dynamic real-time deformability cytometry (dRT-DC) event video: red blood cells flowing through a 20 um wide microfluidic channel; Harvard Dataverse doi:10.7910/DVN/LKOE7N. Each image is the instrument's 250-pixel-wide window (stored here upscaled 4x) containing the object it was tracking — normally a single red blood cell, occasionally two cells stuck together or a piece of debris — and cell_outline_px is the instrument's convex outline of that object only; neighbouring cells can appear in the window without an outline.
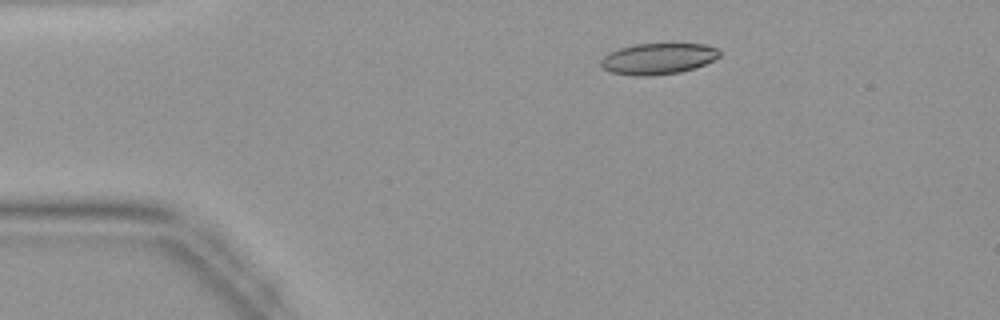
{"species": "common noctule bat (a hibernating species)", "species_latin": "Nyctalus noctula", "temperature_condition": "warm", "stored_images_in_passage": 37, "camera_frame_rate_fps": 3000, "um_per_image_px": 0.085, "animal": {"sex": "female", "body_mass_g": 19.9}, "frame": {"image": 1, "passage_image": 1, "time_ms": 0.0, "image_size_px": [1000, 320], "cell_outline_px": [[720, 56], [696, 68], [680, 72], [648, 76], [636, 76], [612, 72], [604, 68], [600, 64], [600, 60], [608, 52], [620, 48], [636, 44], [704, 44], [720, 48]], "centroid_in_image_um": [55.95, 4.99], "position_along_channel_um": 29.0, "area_um2": 21.5}}
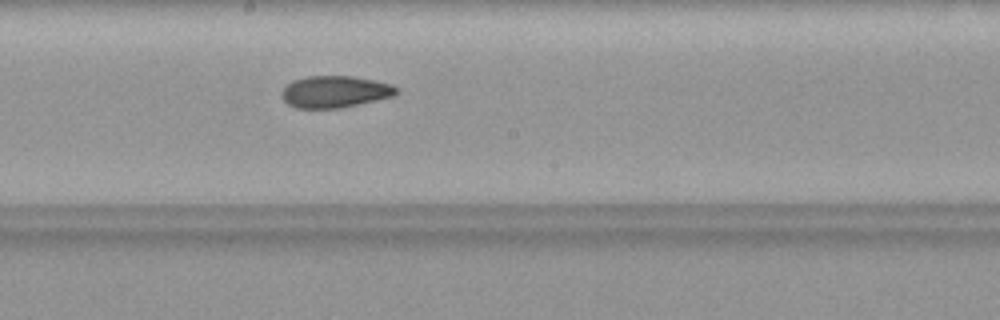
{"frame": {"image": 2, "passage_image": 17, "time_ms": 5.333, "image_size_px": [1000, 320], "cell_outline_px": [[396, 92], [392, 96], [340, 108], [296, 108], [288, 104], [280, 96], [280, 92], [292, 80], [308, 76], [352, 76], [372, 80], [388, 84], [396, 88]], "centroid_in_image_um": [28.37, 7.8], "position_along_channel_um": 219.8, "area_um2": 20.92}}
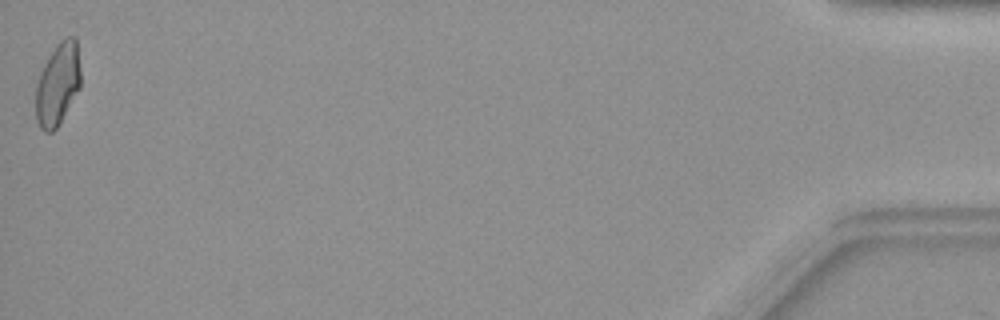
{"frame": {"image": 3, "passage_image": 37, "time_ms": 12.0, "image_size_px": [1000, 320], "cell_outline_px": [[80, 88], [56, 128], [52, 132], [44, 132], [40, 128], [36, 120], [36, 84], [40, 72], [48, 56], [56, 44], [60, 40], [68, 36], [76, 36], [80, 68]], "centroid_in_image_um": [4.9, 7.13], "position_along_channel_um": 430.3, "area_um2": 21.62}}